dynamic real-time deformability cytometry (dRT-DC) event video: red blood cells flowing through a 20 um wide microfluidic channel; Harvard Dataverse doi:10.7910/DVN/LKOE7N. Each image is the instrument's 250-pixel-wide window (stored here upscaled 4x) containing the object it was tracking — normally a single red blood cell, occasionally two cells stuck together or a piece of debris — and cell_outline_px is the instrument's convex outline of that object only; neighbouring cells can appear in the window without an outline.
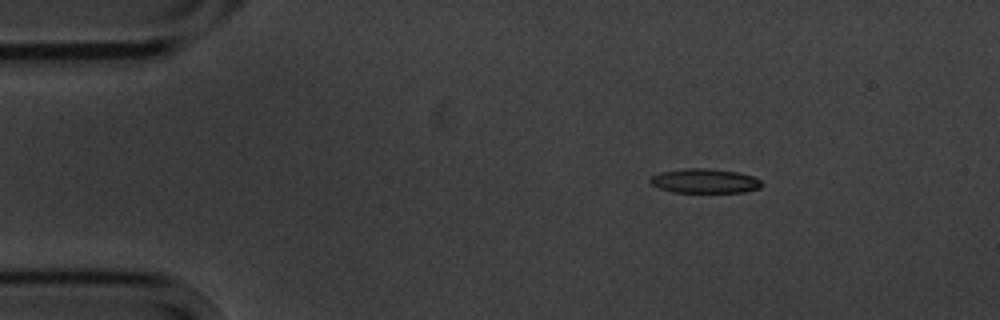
{"species": "common noctule bat (a hibernating species)", "species_latin": "Nyctalus noctula", "temperature_condition": "cold", "stored_images_in_passage": 3, "camera_frame_rate_fps": 3000, "um_per_image_px": 0.085, "animal": {"sex": "male", "body_mass_g": 20.1, "forearm_length_mm": 53.5}, "frame": {"image": 1, "passage_image": 1, "time_ms": 0.0, "image_size_px": [1000, 320], "cell_outline_px": [[764, 184], [760, 188], [744, 192], [672, 192], [660, 188], [652, 184], [648, 180], [652, 176], [660, 172], [684, 168], [704, 168], [736, 172], [752, 176], [760, 180]], "centroid_in_image_um": [59.9, 15.38], "position_along_channel_um": 25.1, "area_um2": 15.78}}